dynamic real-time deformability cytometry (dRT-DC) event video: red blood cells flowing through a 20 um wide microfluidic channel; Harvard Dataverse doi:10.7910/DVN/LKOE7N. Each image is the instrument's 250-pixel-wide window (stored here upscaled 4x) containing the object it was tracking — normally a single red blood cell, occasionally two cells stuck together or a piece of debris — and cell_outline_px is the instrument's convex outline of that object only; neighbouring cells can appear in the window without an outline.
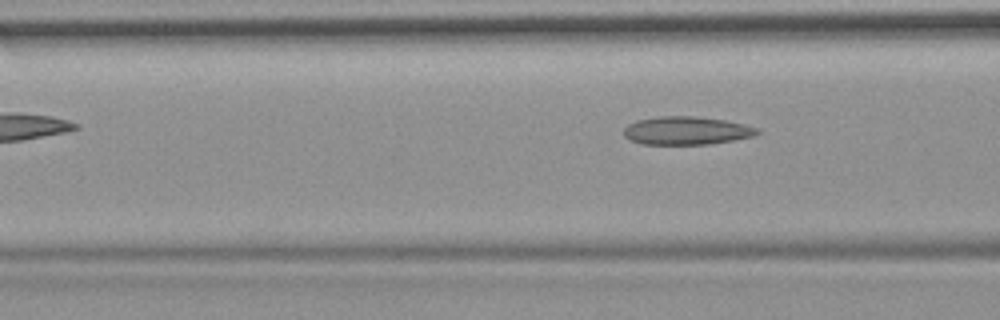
{"species": "common noctule bat (a hibernating species)", "species_latin": "Nyctalus noctula", "temperature_condition": "room temperature", "stored_images_in_passage": 3, "camera_frame_rate_fps": 3000, "um_per_image_px": 0.085, "animal": {"sex": "female", "body_mass_g": 19.9}, "frame": {"image": 1, "passage_image": 3, "time_ms": 0.667, "image_size_px": [1000, 320], "cell_outline_px": [[760, 132], [756, 136], [708, 144], [640, 144], [624, 136], [624, 128], [628, 124], [636, 120], [660, 116], [696, 116], [724, 120], [744, 124], [760, 128]], "centroid_in_image_um": [58.37, 11.1], "position_along_channel_um": 108.2, "area_um2": 21.96}}